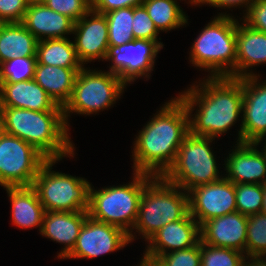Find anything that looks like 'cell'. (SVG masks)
<instances>
[{
	"label": "cell",
	"mask_w": 266,
	"mask_h": 266,
	"mask_svg": "<svg viewBox=\"0 0 266 266\" xmlns=\"http://www.w3.org/2000/svg\"><path fill=\"white\" fill-rule=\"evenodd\" d=\"M243 78L242 121L236 143H262L266 139V80Z\"/></svg>",
	"instance_id": "5bb4252c"
},
{
	"label": "cell",
	"mask_w": 266,
	"mask_h": 266,
	"mask_svg": "<svg viewBox=\"0 0 266 266\" xmlns=\"http://www.w3.org/2000/svg\"><path fill=\"white\" fill-rule=\"evenodd\" d=\"M161 49L156 41L134 39L126 44L109 48L105 61L112 62L109 72L119 76L128 85L138 78H150L155 58Z\"/></svg>",
	"instance_id": "8fae6325"
},
{
	"label": "cell",
	"mask_w": 266,
	"mask_h": 266,
	"mask_svg": "<svg viewBox=\"0 0 266 266\" xmlns=\"http://www.w3.org/2000/svg\"><path fill=\"white\" fill-rule=\"evenodd\" d=\"M261 212L266 214V184L264 185V198Z\"/></svg>",
	"instance_id": "b9f144b4"
},
{
	"label": "cell",
	"mask_w": 266,
	"mask_h": 266,
	"mask_svg": "<svg viewBox=\"0 0 266 266\" xmlns=\"http://www.w3.org/2000/svg\"><path fill=\"white\" fill-rule=\"evenodd\" d=\"M189 214L201 226L204 222L237 211L235 184L225 177L188 191Z\"/></svg>",
	"instance_id": "4fadbf2b"
},
{
	"label": "cell",
	"mask_w": 266,
	"mask_h": 266,
	"mask_svg": "<svg viewBox=\"0 0 266 266\" xmlns=\"http://www.w3.org/2000/svg\"><path fill=\"white\" fill-rule=\"evenodd\" d=\"M143 1L144 0H91V10L100 14H105L115 9L142 5Z\"/></svg>",
	"instance_id": "74e56055"
},
{
	"label": "cell",
	"mask_w": 266,
	"mask_h": 266,
	"mask_svg": "<svg viewBox=\"0 0 266 266\" xmlns=\"http://www.w3.org/2000/svg\"><path fill=\"white\" fill-rule=\"evenodd\" d=\"M46 160L31 144L0 128V186H32Z\"/></svg>",
	"instance_id": "30bf717a"
},
{
	"label": "cell",
	"mask_w": 266,
	"mask_h": 266,
	"mask_svg": "<svg viewBox=\"0 0 266 266\" xmlns=\"http://www.w3.org/2000/svg\"><path fill=\"white\" fill-rule=\"evenodd\" d=\"M87 216L88 211H45L40 234L65 245L58 259H63L73 249Z\"/></svg>",
	"instance_id": "44dd1931"
},
{
	"label": "cell",
	"mask_w": 266,
	"mask_h": 266,
	"mask_svg": "<svg viewBox=\"0 0 266 266\" xmlns=\"http://www.w3.org/2000/svg\"><path fill=\"white\" fill-rule=\"evenodd\" d=\"M11 202L13 225L22 229L39 227L41 231L45 209L32 186L3 187Z\"/></svg>",
	"instance_id": "603a6c76"
},
{
	"label": "cell",
	"mask_w": 266,
	"mask_h": 266,
	"mask_svg": "<svg viewBox=\"0 0 266 266\" xmlns=\"http://www.w3.org/2000/svg\"><path fill=\"white\" fill-rule=\"evenodd\" d=\"M142 5L159 32H168L188 24L189 19L177 0H144Z\"/></svg>",
	"instance_id": "4316f807"
},
{
	"label": "cell",
	"mask_w": 266,
	"mask_h": 266,
	"mask_svg": "<svg viewBox=\"0 0 266 266\" xmlns=\"http://www.w3.org/2000/svg\"><path fill=\"white\" fill-rule=\"evenodd\" d=\"M39 64L83 68L76 54L74 42L69 38L39 40L36 51Z\"/></svg>",
	"instance_id": "484cf974"
},
{
	"label": "cell",
	"mask_w": 266,
	"mask_h": 266,
	"mask_svg": "<svg viewBox=\"0 0 266 266\" xmlns=\"http://www.w3.org/2000/svg\"><path fill=\"white\" fill-rule=\"evenodd\" d=\"M224 160L225 178L234 184H266V145L261 151L260 143H237ZM258 149V150H257Z\"/></svg>",
	"instance_id": "2e32d148"
},
{
	"label": "cell",
	"mask_w": 266,
	"mask_h": 266,
	"mask_svg": "<svg viewBox=\"0 0 266 266\" xmlns=\"http://www.w3.org/2000/svg\"><path fill=\"white\" fill-rule=\"evenodd\" d=\"M242 18L249 27L266 33V0H256Z\"/></svg>",
	"instance_id": "8d00e7d4"
},
{
	"label": "cell",
	"mask_w": 266,
	"mask_h": 266,
	"mask_svg": "<svg viewBox=\"0 0 266 266\" xmlns=\"http://www.w3.org/2000/svg\"><path fill=\"white\" fill-rule=\"evenodd\" d=\"M73 34L76 54L83 66L86 62L106 59L109 44L108 24L104 14L90 10L74 23Z\"/></svg>",
	"instance_id": "9a60e30c"
},
{
	"label": "cell",
	"mask_w": 266,
	"mask_h": 266,
	"mask_svg": "<svg viewBox=\"0 0 266 266\" xmlns=\"http://www.w3.org/2000/svg\"><path fill=\"white\" fill-rule=\"evenodd\" d=\"M132 31L134 39H146L156 41L162 48L163 44L158 41V34L160 33L154 22L149 17L147 10L143 5L133 7V24Z\"/></svg>",
	"instance_id": "d6a6232c"
},
{
	"label": "cell",
	"mask_w": 266,
	"mask_h": 266,
	"mask_svg": "<svg viewBox=\"0 0 266 266\" xmlns=\"http://www.w3.org/2000/svg\"><path fill=\"white\" fill-rule=\"evenodd\" d=\"M201 266H243L245 253L232 248L215 247L200 241Z\"/></svg>",
	"instance_id": "4dcf8cb0"
},
{
	"label": "cell",
	"mask_w": 266,
	"mask_h": 266,
	"mask_svg": "<svg viewBox=\"0 0 266 266\" xmlns=\"http://www.w3.org/2000/svg\"><path fill=\"white\" fill-rule=\"evenodd\" d=\"M213 140L215 138L189 133L178 149L175 162L163 177L186 192L198 185L222 179L224 176L220 175L210 147Z\"/></svg>",
	"instance_id": "52a82bcc"
},
{
	"label": "cell",
	"mask_w": 266,
	"mask_h": 266,
	"mask_svg": "<svg viewBox=\"0 0 266 266\" xmlns=\"http://www.w3.org/2000/svg\"><path fill=\"white\" fill-rule=\"evenodd\" d=\"M243 266H266V257H245Z\"/></svg>",
	"instance_id": "ab89813d"
},
{
	"label": "cell",
	"mask_w": 266,
	"mask_h": 266,
	"mask_svg": "<svg viewBox=\"0 0 266 266\" xmlns=\"http://www.w3.org/2000/svg\"><path fill=\"white\" fill-rule=\"evenodd\" d=\"M38 40L20 23H0V64L18 57H36Z\"/></svg>",
	"instance_id": "d4e9b609"
},
{
	"label": "cell",
	"mask_w": 266,
	"mask_h": 266,
	"mask_svg": "<svg viewBox=\"0 0 266 266\" xmlns=\"http://www.w3.org/2000/svg\"><path fill=\"white\" fill-rule=\"evenodd\" d=\"M157 259L164 266H201L200 241L191 248L168 252Z\"/></svg>",
	"instance_id": "e575fe53"
},
{
	"label": "cell",
	"mask_w": 266,
	"mask_h": 266,
	"mask_svg": "<svg viewBox=\"0 0 266 266\" xmlns=\"http://www.w3.org/2000/svg\"><path fill=\"white\" fill-rule=\"evenodd\" d=\"M32 2H43L44 0H30Z\"/></svg>",
	"instance_id": "ee69618b"
},
{
	"label": "cell",
	"mask_w": 266,
	"mask_h": 266,
	"mask_svg": "<svg viewBox=\"0 0 266 266\" xmlns=\"http://www.w3.org/2000/svg\"><path fill=\"white\" fill-rule=\"evenodd\" d=\"M0 107H16L34 111H63L34 80L0 83Z\"/></svg>",
	"instance_id": "d6986e66"
},
{
	"label": "cell",
	"mask_w": 266,
	"mask_h": 266,
	"mask_svg": "<svg viewBox=\"0 0 266 266\" xmlns=\"http://www.w3.org/2000/svg\"><path fill=\"white\" fill-rule=\"evenodd\" d=\"M36 57H18L0 64V83L34 79Z\"/></svg>",
	"instance_id": "1f68e13d"
},
{
	"label": "cell",
	"mask_w": 266,
	"mask_h": 266,
	"mask_svg": "<svg viewBox=\"0 0 266 266\" xmlns=\"http://www.w3.org/2000/svg\"><path fill=\"white\" fill-rule=\"evenodd\" d=\"M104 15L108 24L109 48H114L134 40L132 31L133 7L115 9Z\"/></svg>",
	"instance_id": "83f0119b"
},
{
	"label": "cell",
	"mask_w": 266,
	"mask_h": 266,
	"mask_svg": "<svg viewBox=\"0 0 266 266\" xmlns=\"http://www.w3.org/2000/svg\"><path fill=\"white\" fill-rule=\"evenodd\" d=\"M256 0H194V6L196 5H211L216 8H222V9H230V8H237L239 6L245 7V15L249 7L255 2Z\"/></svg>",
	"instance_id": "f35d334b"
},
{
	"label": "cell",
	"mask_w": 266,
	"mask_h": 266,
	"mask_svg": "<svg viewBox=\"0 0 266 266\" xmlns=\"http://www.w3.org/2000/svg\"><path fill=\"white\" fill-rule=\"evenodd\" d=\"M236 34L237 19L219 13L194 40L190 62L200 70H208V77L235 78Z\"/></svg>",
	"instance_id": "277c9868"
},
{
	"label": "cell",
	"mask_w": 266,
	"mask_h": 266,
	"mask_svg": "<svg viewBox=\"0 0 266 266\" xmlns=\"http://www.w3.org/2000/svg\"><path fill=\"white\" fill-rule=\"evenodd\" d=\"M188 4L194 5V0H188Z\"/></svg>",
	"instance_id": "7bdbcfd3"
},
{
	"label": "cell",
	"mask_w": 266,
	"mask_h": 266,
	"mask_svg": "<svg viewBox=\"0 0 266 266\" xmlns=\"http://www.w3.org/2000/svg\"><path fill=\"white\" fill-rule=\"evenodd\" d=\"M153 177L148 173L134 172L128 184L98 190H94L91 185L88 215L97 221L115 225L129 234L138 217L143 189Z\"/></svg>",
	"instance_id": "8992f818"
},
{
	"label": "cell",
	"mask_w": 266,
	"mask_h": 266,
	"mask_svg": "<svg viewBox=\"0 0 266 266\" xmlns=\"http://www.w3.org/2000/svg\"><path fill=\"white\" fill-rule=\"evenodd\" d=\"M0 128L31 144L47 160L74 157V143L70 141L63 111L0 107Z\"/></svg>",
	"instance_id": "3957f363"
},
{
	"label": "cell",
	"mask_w": 266,
	"mask_h": 266,
	"mask_svg": "<svg viewBox=\"0 0 266 266\" xmlns=\"http://www.w3.org/2000/svg\"><path fill=\"white\" fill-rule=\"evenodd\" d=\"M39 40L68 38L74 21L48 8L43 2L30 1L21 22Z\"/></svg>",
	"instance_id": "ffe728a7"
},
{
	"label": "cell",
	"mask_w": 266,
	"mask_h": 266,
	"mask_svg": "<svg viewBox=\"0 0 266 266\" xmlns=\"http://www.w3.org/2000/svg\"><path fill=\"white\" fill-rule=\"evenodd\" d=\"M141 260L140 265L138 264L136 266H164L158 259L149 257L145 254Z\"/></svg>",
	"instance_id": "60d3db41"
},
{
	"label": "cell",
	"mask_w": 266,
	"mask_h": 266,
	"mask_svg": "<svg viewBox=\"0 0 266 266\" xmlns=\"http://www.w3.org/2000/svg\"><path fill=\"white\" fill-rule=\"evenodd\" d=\"M200 241L206 245L232 248L245 253L247 216L235 211L204 222L200 226Z\"/></svg>",
	"instance_id": "ac0fdd59"
},
{
	"label": "cell",
	"mask_w": 266,
	"mask_h": 266,
	"mask_svg": "<svg viewBox=\"0 0 266 266\" xmlns=\"http://www.w3.org/2000/svg\"><path fill=\"white\" fill-rule=\"evenodd\" d=\"M58 161L61 159L46 160L34 179L32 187L39 201L45 211H88L90 182L86 178L52 170Z\"/></svg>",
	"instance_id": "ba28073f"
},
{
	"label": "cell",
	"mask_w": 266,
	"mask_h": 266,
	"mask_svg": "<svg viewBox=\"0 0 266 266\" xmlns=\"http://www.w3.org/2000/svg\"><path fill=\"white\" fill-rule=\"evenodd\" d=\"M126 86L114 73L83 67L75 78L72 96L63 108L67 127L70 113L97 114L113 106Z\"/></svg>",
	"instance_id": "9c48e42d"
},
{
	"label": "cell",
	"mask_w": 266,
	"mask_h": 266,
	"mask_svg": "<svg viewBox=\"0 0 266 266\" xmlns=\"http://www.w3.org/2000/svg\"><path fill=\"white\" fill-rule=\"evenodd\" d=\"M81 69L36 63L34 80L58 106L64 108L72 96L75 78Z\"/></svg>",
	"instance_id": "cb8c5ba5"
},
{
	"label": "cell",
	"mask_w": 266,
	"mask_h": 266,
	"mask_svg": "<svg viewBox=\"0 0 266 266\" xmlns=\"http://www.w3.org/2000/svg\"><path fill=\"white\" fill-rule=\"evenodd\" d=\"M204 79L198 85L192 84L189 89L179 93L178 97L187 108L190 133L218 138L227 133L242 115L243 78ZM194 110L196 112L192 114Z\"/></svg>",
	"instance_id": "7a4b0ae2"
},
{
	"label": "cell",
	"mask_w": 266,
	"mask_h": 266,
	"mask_svg": "<svg viewBox=\"0 0 266 266\" xmlns=\"http://www.w3.org/2000/svg\"><path fill=\"white\" fill-rule=\"evenodd\" d=\"M200 241V225L188 213L184 218L163 226L147 242L145 255L158 258L160 255L193 247ZM170 249V250H169Z\"/></svg>",
	"instance_id": "e0dca14e"
},
{
	"label": "cell",
	"mask_w": 266,
	"mask_h": 266,
	"mask_svg": "<svg viewBox=\"0 0 266 266\" xmlns=\"http://www.w3.org/2000/svg\"><path fill=\"white\" fill-rule=\"evenodd\" d=\"M245 255L266 256V214L260 212L247 216V241Z\"/></svg>",
	"instance_id": "f1b7e54d"
},
{
	"label": "cell",
	"mask_w": 266,
	"mask_h": 266,
	"mask_svg": "<svg viewBox=\"0 0 266 266\" xmlns=\"http://www.w3.org/2000/svg\"><path fill=\"white\" fill-rule=\"evenodd\" d=\"M128 234L121 228L86 217L73 249L63 259H93L124 248Z\"/></svg>",
	"instance_id": "7c38bea8"
},
{
	"label": "cell",
	"mask_w": 266,
	"mask_h": 266,
	"mask_svg": "<svg viewBox=\"0 0 266 266\" xmlns=\"http://www.w3.org/2000/svg\"><path fill=\"white\" fill-rule=\"evenodd\" d=\"M158 111L135 135L133 172L163 176L175 162L179 147L190 133L189 114L178 96L168 100Z\"/></svg>",
	"instance_id": "6da1fadb"
},
{
	"label": "cell",
	"mask_w": 266,
	"mask_h": 266,
	"mask_svg": "<svg viewBox=\"0 0 266 266\" xmlns=\"http://www.w3.org/2000/svg\"><path fill=\"white\" fill-rule=\"evenodd\" d=\"M30 0H0V23L23 21Z\"/></svg>",
	"instance_id": "d590c367"
},
{
	"label": "cell",
	"mask_w": 266,
	"mask_h": 266,
	"mask_svg": "<svg viewBox=\"0 0 266 266\" xmlns=\"http://www.w3.org/2000/svg\"><path fill=\"white\" fill-rule=\"evenodd\" d=\"M237 211L249 216L260 213L264 198V185L252 183L235 184Z\"/></svg>",
	"instance_id": "f546056e"
},
{
	"label": "cell",
	"mask_w": 266,
	"mask_h": 266,
	"mask_svg": "<svg viewBox=\"0 0 266 266\" xmlns=\"http://www.w3.org/2000/svg\"><path fill=\"white\" fill-rule=\"evenodd\" d=\"M266 64V33L237 19L235 78L257 76L250 68ZM249 71V72H248Z\"/></svg>",
	"instance_id": "7402d4cb"
},
{
	"label": "cell",
	"mask_w": 266,
	"mask_h": 266,
	"mask_svg": "<svg viewBox=\"0 0 266 266\" xmlns=\"http://www.w3.org/2000/svg\"><path fill=\"white\" fill-rule=\"evenodd\" d=\"M51 10L65 15L74 22L80 20L91 10V0H44Z\"/></svg>",
	"instance_id": "836d02e7"
},
{
	"label": "cell",
	"mask_w": 266,
	"mask_h": 266,
	"mask_svg": "<svg viewBox=\"0 0 266 266\" xmlns=\"http://www.w3.org/2000/svg\"><path fill=\"white\" fill-rule=\"evenodd\" d=\"M189 213L188 192L168 182L163 176H154L144 187L138 217L128 234L130 243L138 232L148 241L163 226L184 218ZM136 230L134 233H132Z\"/></svg>",
	"instance_id": "5b68a950"
}]
</instances>
